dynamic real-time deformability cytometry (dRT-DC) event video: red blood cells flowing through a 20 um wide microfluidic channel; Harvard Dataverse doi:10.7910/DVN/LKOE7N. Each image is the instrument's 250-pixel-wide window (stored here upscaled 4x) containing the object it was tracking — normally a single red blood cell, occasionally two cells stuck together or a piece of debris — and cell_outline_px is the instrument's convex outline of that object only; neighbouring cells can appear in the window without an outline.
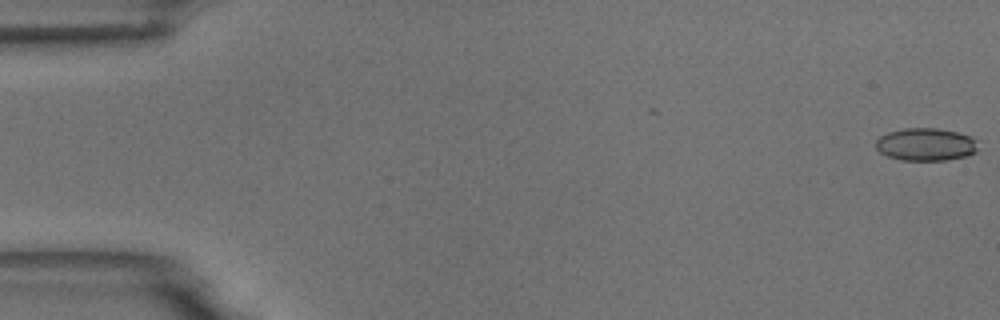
{"species": "common noctule bat (a hibernating species)", "species_latin": "Nyctalus noctula", "temperature_condition": "room temperature", "stored_images_in_passage": 5, "camera_frame_rate_fps": 3000, "um_per_image_px": 0.085, "animal": {"sex": "male", "body_mass_g": 18.8}, "frame": {"image": 1, "passage_image": 1, "time_ms": 0.0, "image_size_px": [1000, 320], "cell_outline_px": [[976, 152], [968, 156], [944, 160], [900, 160], [888, 156], [880, 152], [876, 148], [876, 140], [880, 136], [888, 132], [904, 128], [936, 128], [956, 132], [972, 136], [976, 140]], "centroid_in_image_um": [78.69, 12.27], "position_along_channel_um": 6.3, "area_um2": 19.48}}
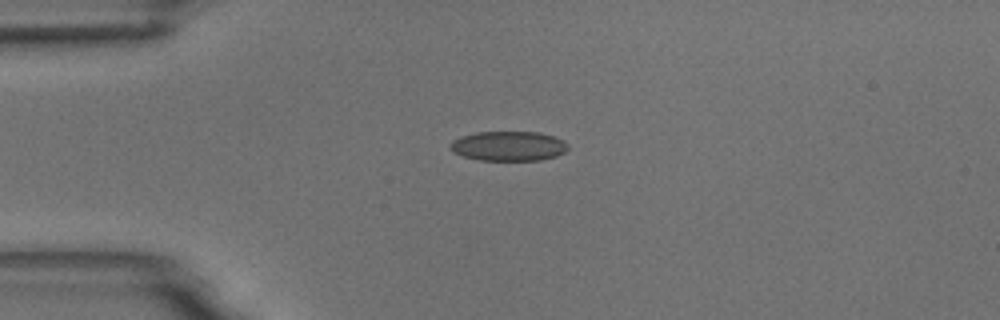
{"frame": {"image": 2, "passage_image": 4, "time_ms": 4.333, "image_size_px": [1000, 320], "cell_outline_px": [[568, 148], [564, 152], [556, 156], [540, 160], [480, 160], [464, 156], [452, 152], [448, 148], [452, 140], [460, 136], [476, 132], [536, 132], [552, 136], [564, 140], [568, 144]], "centroid_in_image_um": [43.19, 12.41], "position_along_channel_um": 41.8, "area_um2": 20.4}}